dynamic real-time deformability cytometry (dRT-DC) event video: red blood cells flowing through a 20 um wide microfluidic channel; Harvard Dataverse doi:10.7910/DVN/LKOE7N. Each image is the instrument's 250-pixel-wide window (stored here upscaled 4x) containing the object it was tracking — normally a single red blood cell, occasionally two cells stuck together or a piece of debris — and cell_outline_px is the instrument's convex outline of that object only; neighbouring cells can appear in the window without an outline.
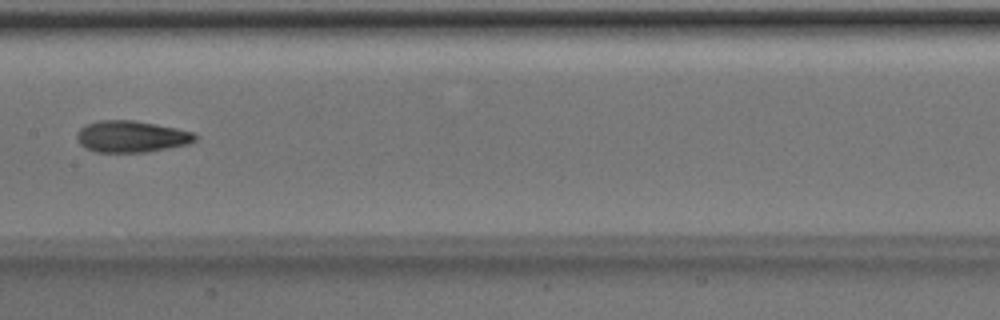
{"species": "Egyptian fruit bat (a non-hibernating species)", "species_latin": "Rousettus aegyptiacus", "temperature_condition": "room temperature", "stored_images_in_passage": 8, "camera_frame_rate_fps": 3000, "um_per_image_px": 0.085, "animal": {"sex": "male"}, "frame": {"image": 1, "passage_image": 8, "time_ms": 2.333, "image_size_px": [1000, 320], "cell_outline_px": [[200, 136], [196, 140], [188, 144], [168, 148], [144, 152], [96, 152], [84, 148], [76, 140], [76, 132], [84, 124], [100, 120], [136, 120], [176, 128], [192, 132]], "centroid_in_image_um": [11.13, 11.6], "position_along_channel_um": 196.3, "area_um2": 22.02}}